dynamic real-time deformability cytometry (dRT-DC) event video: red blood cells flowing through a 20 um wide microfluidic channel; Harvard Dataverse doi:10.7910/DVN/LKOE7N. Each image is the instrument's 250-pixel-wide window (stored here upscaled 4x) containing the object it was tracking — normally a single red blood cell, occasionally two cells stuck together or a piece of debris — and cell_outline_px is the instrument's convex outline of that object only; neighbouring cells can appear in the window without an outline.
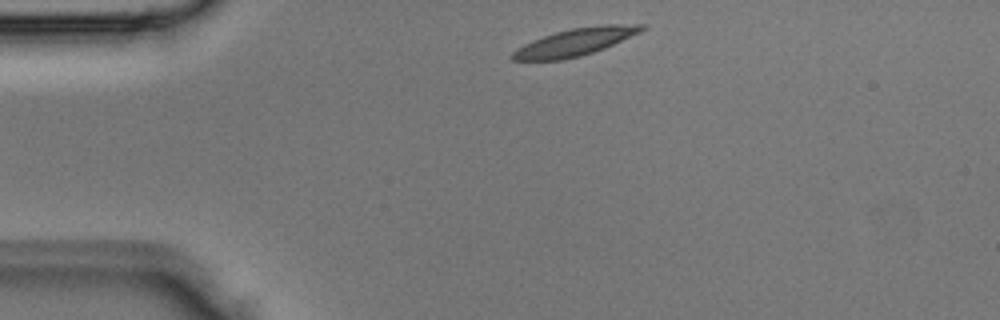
{"species": "Egyptian fruit bat (a non-hibernating species)", "species_latin": "Rousettus aegyptiacus", "temperature_condition": "room temperature", "stored_images_in_passage": 4, "camera_frame_rate_fps": 3000, "um_per_image_px": 0.085, "animal": {"sex": "male"}, "frame": {"image": 1, "passage_image": 4, "time_ms": 1.0, "image_size_px": [1000, 320], "cell_outline_px": [[648, 28], [640, 32], [604, 48], [580, 56], [564, 60], [512, 60], [508, 56], [516, 48], [532, 40], [556, 32], [572, 28], [600, 24], [644, 24]], "centroid_in_image_um": [48.88, 3.57], "position_along_channel_um": 36.1, "area_um2": 20.63}}